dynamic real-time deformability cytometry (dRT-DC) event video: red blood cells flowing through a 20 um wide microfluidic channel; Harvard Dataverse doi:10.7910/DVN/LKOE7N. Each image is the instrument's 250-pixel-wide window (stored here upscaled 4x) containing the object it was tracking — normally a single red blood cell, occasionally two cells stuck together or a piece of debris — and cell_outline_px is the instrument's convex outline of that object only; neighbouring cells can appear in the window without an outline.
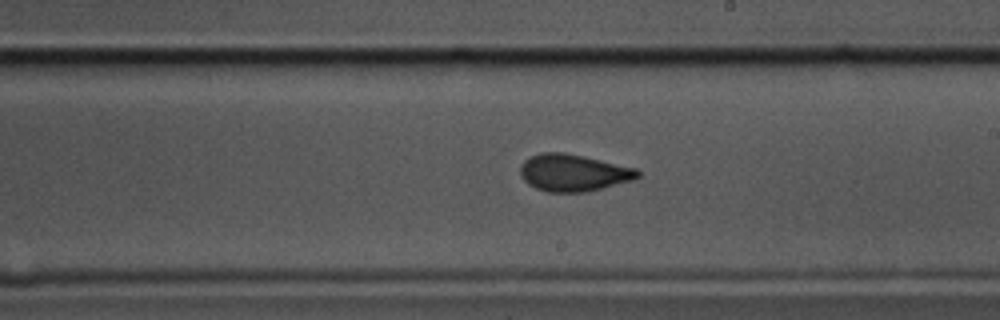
{"species": "common noctule bat (a hibernating species)", "species_latin": "Nyctalus noctula", "temperature_condition": "cold", "stored_images_in_passage": 43, "camera_frame_rate_fps": 3000, "um_per_image_px": 0.085, "animal": {"sex": "male", "body_mass_g": 17.5, "forearm_length_mm": 52.3}, "frame": {"image": 1, "passage_image": 23, "time_ms": 7.333, "image_size_px": [1000, 320], "cell_outline_px": [[640, 176], [636, 180], [584, 192], [548, 192], [536, 188], [528, 184], [520, 176], [520, 164], [528, 156], [540, 152], [564, 152], [584, 156], [636, 168], [640, 172]], "centroid_in_image_um": [48.72, 14.67], "position_along_channel_um": 240.3, "area_um2": 25.61}}
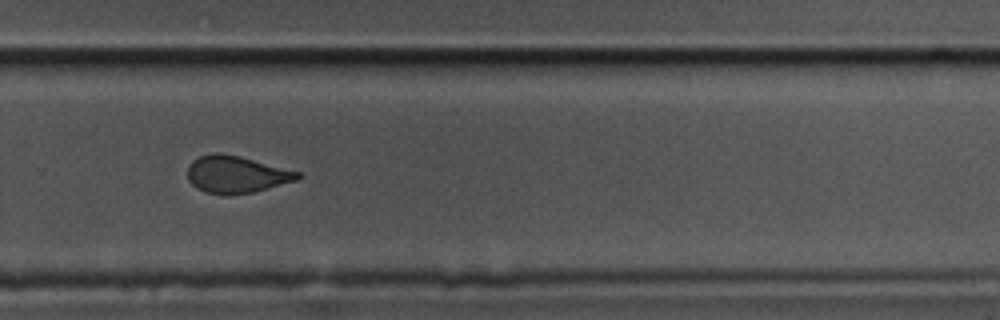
{"frame": {"image": 2, "passage_image": 29, "time_ms": 9.333, "image_size_px": [1000, 320], "cell_outline_px": [[304, 176], [296, 180], [252, 192], [228, 196], [224, 196], [204, 192], [196, 188], [188, 180], [188, 164], [192, 160], [200, 156], [216, 152], [220, 152], [240, 156], [300, 172]], "centroid_in_image_um": [20.05, 14.83], "position_along_channel_um": 309.8, "area_um2": 23.99}}
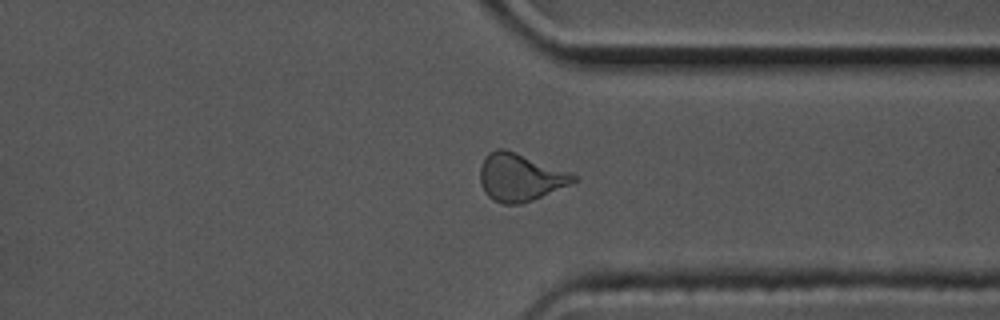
{"frame": {"image": 3, "passage_image": 34, "time_ms": 11.0, "image_size_px": [1000, 320], "cell_outline_px": [[576, 180], [568, 184], [532, 200], [520, 204], [504, 204], [492, 200], [484, 192], [480, 184], [480, 164], [484, 156], [488, 152], [496, 148], [504, 148], [572, 172], [576, 176]], "centroid_in_image_um": [44.14, 15.05], "position_along_channel_um": 367.3, "area_um2": 25.89}, "authors_computed_cell_mechanics": {"area_um2": 25.2008, "velocity_mm_per_s": 3.4699, "shape_relaxation_time_tau1_ms": 6.0242, "shape_relaxation_time_tau2_ms": 1.3581, "deformation_change_tau1": 0.1443, "deformation_change_tau2": 0.0588}}